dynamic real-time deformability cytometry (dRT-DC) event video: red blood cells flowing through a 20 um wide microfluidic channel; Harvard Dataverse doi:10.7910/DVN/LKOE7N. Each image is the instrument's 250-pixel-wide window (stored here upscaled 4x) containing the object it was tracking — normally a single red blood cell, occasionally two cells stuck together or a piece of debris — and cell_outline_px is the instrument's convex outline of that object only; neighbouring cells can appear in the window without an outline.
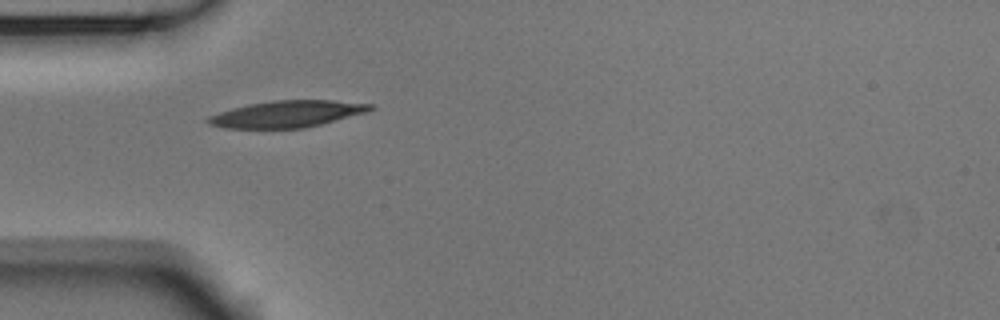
{"species": "Egyptian fruit bat (a non-hibernating species)", "species_latin": "Rousettus aegyptiacus", "temperature_condition": "room temperature", "stored_images_in_passage": 2, "camera_frame_rate_fps": 3000, "um_per_image_px": 0.085, "animal": {"sex": "male"}, "frame": {"image": 1, "passage_image": 1, "time_ms": 0.0, "image_size_px": [1000, 320], "cell_outline_px": [[376, 108], [368, 112], [304, 128], [224, 128], [208, 124], [204, 120], [208, 116], [232, 108], [248, 104], [272, 100], [332, 100], [372, 104]], "centroid_in_image_um": [24.39, 9.68], "position_along_channel_um": 60.6, "area_um2": 25.26}}
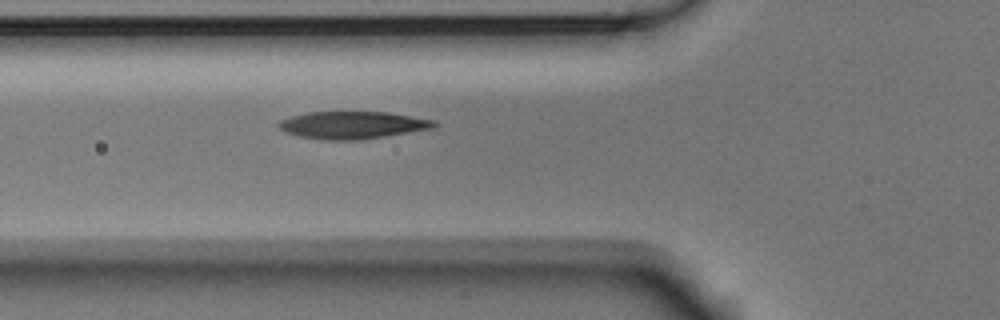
{"frame": {"image": 2, "passage_image": 2, "time_ms": 0.333, "image_size_px": [1000, 320], "cell_outline_px": [[440, 124], [436, 128], [360, 140], [324, 140], [300, 136], [288, 132], [280, 128], [276, 124], [280, 120], [292, 116], [308, 112], [388, 112], [436, 120]], "centroid_in_image_um": [30.04, 10.63], "position_along_channel_um": 95.8, "area_um2": 24.91}}